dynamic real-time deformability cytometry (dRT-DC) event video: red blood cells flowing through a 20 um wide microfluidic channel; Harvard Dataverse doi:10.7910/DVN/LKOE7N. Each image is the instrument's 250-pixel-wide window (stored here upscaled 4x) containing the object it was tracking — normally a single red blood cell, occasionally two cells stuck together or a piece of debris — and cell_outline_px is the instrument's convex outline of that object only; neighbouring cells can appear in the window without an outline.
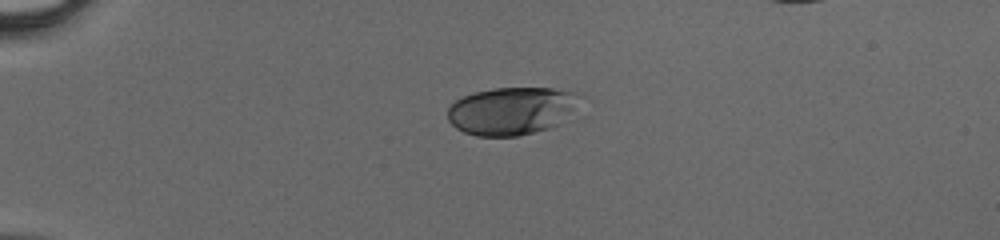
{"species": "human", "species_latin": "Homo sapiens", "temperature_condition": "cold", "stored_images_in_passage": 32, "camera_frame_rate_fps": 3000, "um_per_image_px": 0.085, "donor": {"sex": "male"}, "frame": {"image": 1, "passage_image": 1, "time_ms": 0.0, "image_size_px": [1000, 240], "cell_outline_px": [[588, 116], [548, 128], [516, 136], [476, 136], [464, 132], [456, 128], [448, 120], [448, 108], [456, 100], [464, 96], [476, 92], [496, 88], [552, 88], [580, 92], [584, 96]], "centroid_in_image_um": [43.82, 9.42], "position_along_channel_um": 41.2, "area_um2": 38.96}}
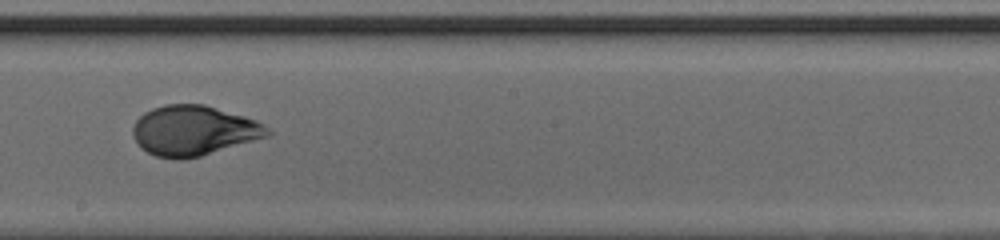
{"frame": {"image": 2, "passage_image": 17, "time_ms": 5.333, "image_size_px": [1000, 240], "cell_outline_px": [[272, 132], [268, 136], [200, 156], [156, 156], [140, 148], [132, 136], [132, 128], [136, 120], [144, 112], [152, 108], [164, 104], [204, 104], [244, 116], [256, 120], [264, 124]], "centroid_in_image_um": [16.45, 11.06], "position_along_channel_um": 231.8, "area_um2": 38.61}}
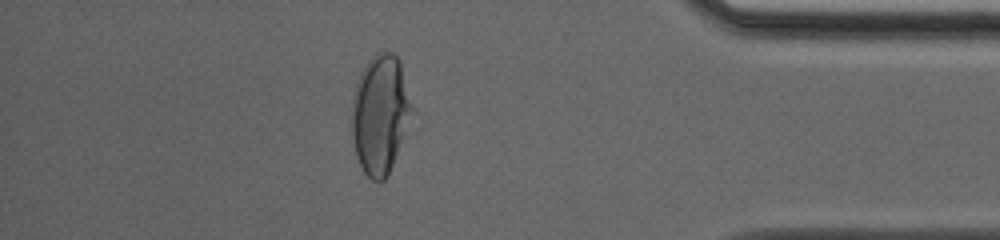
{"frame": {"image": 3, "passage_image": 30, "time_ms": 9.667, "image_size_px": [1000, 240], "cell_outline_px": [[416, 112], [388, 176], [384, 180], [372, 180], [364, 172], [356, 156], [352, 136], [352, 100], [356, 84], [360, 72], [368, 60], [376, 52], [392, 52], [400, 60]], "centroid_in_image_um": [32.37, 9.7], "position_along_channel_um": 402.8, "area_um2": 42.6}}